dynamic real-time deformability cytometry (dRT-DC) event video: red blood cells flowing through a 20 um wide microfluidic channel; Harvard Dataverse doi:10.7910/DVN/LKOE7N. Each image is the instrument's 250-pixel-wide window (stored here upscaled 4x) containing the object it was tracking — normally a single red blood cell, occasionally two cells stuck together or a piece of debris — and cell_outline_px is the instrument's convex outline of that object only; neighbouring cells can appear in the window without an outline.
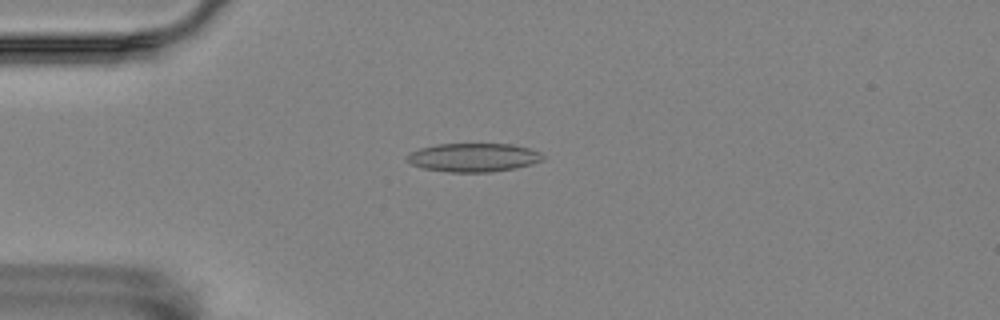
{"species": "Egyptian fruit bat (a non-hibernating species)", "species_latin": "Rousettus aegyptiacus", "temperature_condition": "room temperature", "stored_images_in_passage": 47, "camera_frame_rate_fps": 3000, "um_per_image_px": 0.085, "animal": {"sex": "female"}, "frame": {"image": 1, "passage_image": 5, "time_ms": 1.333, "image_size_px": [1000, 320], "cell_outline_px": [[544, 160], [532, 164], [516, 168], [488, 172], [448, 172], [424, 168], [412, 164], [404, 160], [404, 156], [408, 152], [420, 148], [436, 144], [512, 144], [528, 148], [540, 152], [544, 156]], "centroid_in_image_um": [40.21, 13.38], "position_along_channel_um": 44.8, "area_um2": 22.83}}
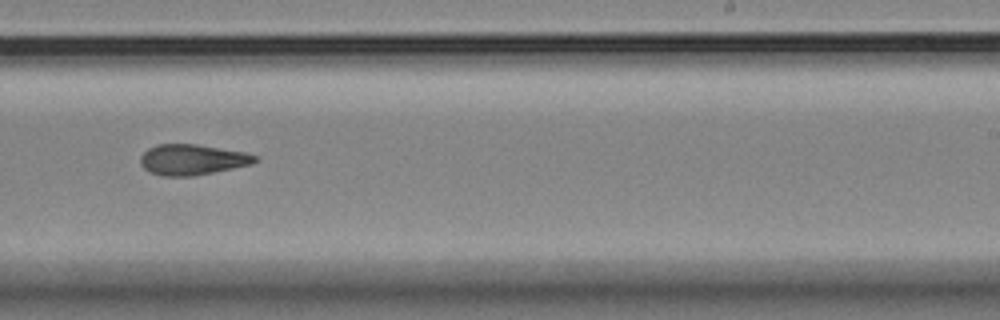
{"frame": {"image": 2, "passage_image": 26, "time_ms": 8.333, "image_size_px": [1000, 320], "cell_outline_px": [[256, 160], [252, 164], [192, 176], [160, 176], [144, 168], [140, 164], [140, 156], [148, 148], [156, 144], [196, 144], [244, 152], [256, 156]], "centroid_in_image_um": [16.29, 13.56], "position_along_channel_um": 272.7, "area_um2": 20.23}}
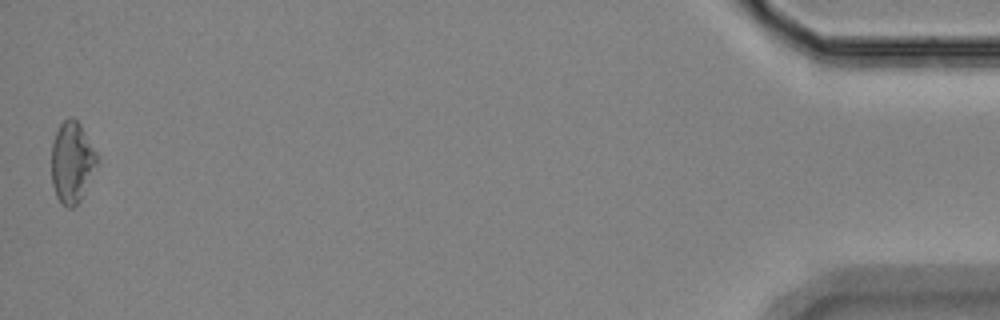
{"frame": {"image": 3, "passage_image": 47, "time_ms": 15.333, "image_size_px": [1000, 320], "cell_outline_px": [[100, 160], [80, 200], [72, 208], [68, 208], [60, 204], [56, 196], [52, 184], [52, 140], [60, 124], [68, 116], [72, 116], [80, 124], [100, 156]], "centroid_in_image_um": [6.14, 13.78], "position_along_channel_um": 429.1, "area_um2": 21.91}, "authors_computed_cell_mechanics": {"area_um2": 20.8658, "velocity_mm_per_s": 3.5128, "shape_relaxation_time_tau1_ms": null, "shape_relaxation_time_tau2_ms": 4.5238, "deformation_change_tau1": null, "deformation_change_tau2": 0.1297}}